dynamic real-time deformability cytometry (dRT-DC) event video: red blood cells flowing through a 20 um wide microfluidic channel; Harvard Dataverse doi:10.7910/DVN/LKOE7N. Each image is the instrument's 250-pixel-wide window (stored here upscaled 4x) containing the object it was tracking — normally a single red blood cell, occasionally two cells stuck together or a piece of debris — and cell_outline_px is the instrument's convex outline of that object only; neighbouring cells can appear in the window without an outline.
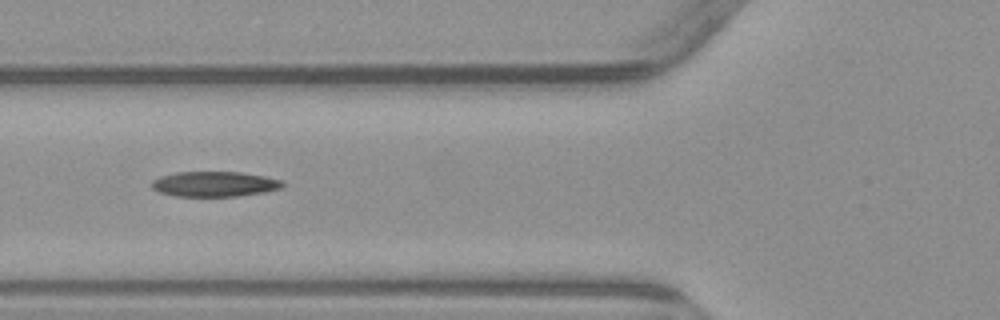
{"species": "common noctule bat (a hibernating species)", "species_latin": "Nyctalus noctula", "temperature_condition": "warm", "stored_images_in_passage": 4, "camera_frame_rate_fps": 3000, "um_per_image_px": 0.085, "animal": {"sex": "male", "body_mass_g": 23.1, "forearm_length_mm": 52.7}, "frame": {"image": 1, "passage_image": 2, "time_ms": 2.0, "image_size_px": [1000, 320], "cell_outline_px": [[284, 184], [280, 188], [264, 192], [236, 196], [176, 196], [160, 192], [152, 188], [152, 180], [160, 176], [176, 172], [240, 172], [264, 176], [280, 180]], "centroid_in_image_um": [18.2, 15.64], "position_along_channel_um": 107.6, "area_um2": 19.02}}
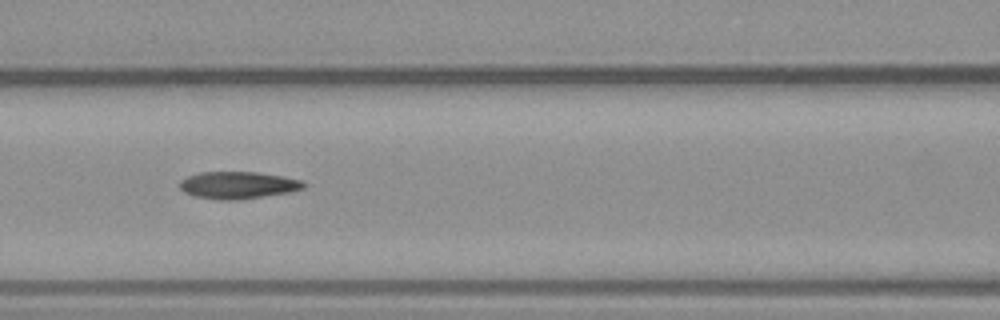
{"frame": {"image": 2, "passage_image": 3, "time_ms": 3.0, "image_size_px": [1000, 320], "cell_outline_px": [[308, 184], [304, 188], [288, 192], [232, 200], [220, 200], [196, 196], [184, 192], [180, 188], [180, 180], [188, 176], [200, 172], [256, 172], [284, 176], [300, 180]], "centroid_in_image_um": [20.22, 15.72], "position_along_channel_um": 146.4, "area_um2": 19.36}}
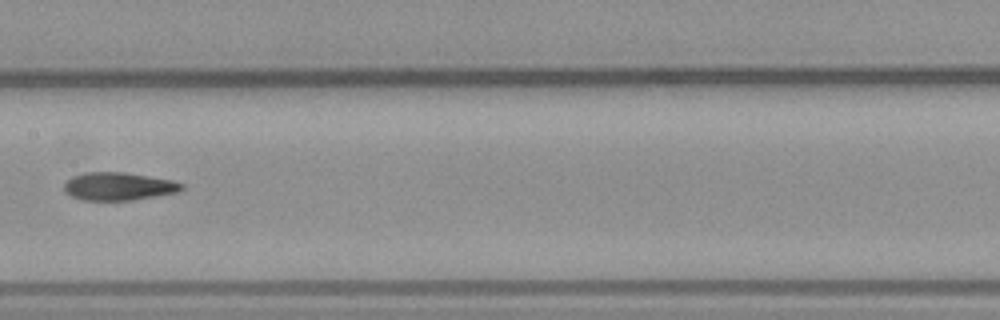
{"frame": {"image": 3, "passage_image": 4, "time_ms": 4.333, "image_size_px": [1000, 320], "cell_outline_px": [[184, 188], [180, 192], [132, 200], [84, 200], [72, 196], [64, 192], [64, 184], [72, 176], [84, 172], [124, 172], [172, 180], [184, 184]], "centroid_in_image_um": [10.09, 15.84], "position_along_channel_um": 197.3, "area_um2": 19.19}}